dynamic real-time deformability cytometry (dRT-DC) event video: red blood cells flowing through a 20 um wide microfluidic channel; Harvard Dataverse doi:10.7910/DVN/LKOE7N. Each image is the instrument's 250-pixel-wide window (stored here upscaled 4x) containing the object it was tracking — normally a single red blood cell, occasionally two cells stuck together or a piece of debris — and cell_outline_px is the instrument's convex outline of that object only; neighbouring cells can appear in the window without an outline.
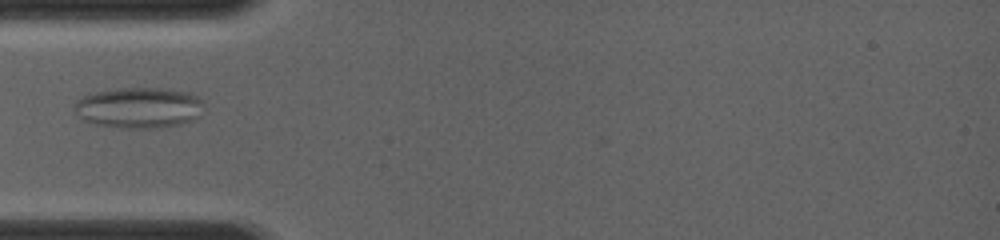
{"species": "common noctule bat (a hibernating species)", "species_latin": "Nyctalus noctula", "temperature_condition": "room temperature", "stored_images_in_passage": 9, "camera_frame_rate_fps": 4000, "um_per_image_px": 0.085, "animal": {"sex": "female", "body_mass_g": 19.0, "forearm_length_mm": 56.7}, "frame": {"image": 1, "passage_image": 7, "time_ms": 4.25, "image_size_px": [1000, 240], "cell_outline_px": [[204, 104], [200, 116], [192, 120], [180, 124], [156, 128], [120, 128], [96, 124], [84, 120], [72, 108], [76, 100], [84, 96], [96, 92], [116, 88], [160, 88], [188, 92], [196, 96]], "centroid_in_image_um": [11.8, 9.16], "position_along_channel_um": 73.2, "area_um2": 30.81}}
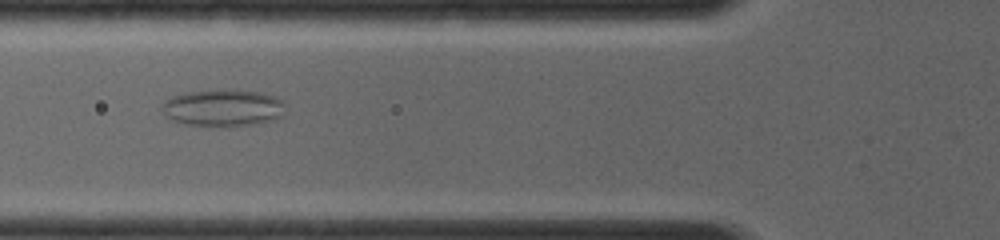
{"frame": {"image": 2, "passage_image": 8, "time_ms": 5.0, "image_size_px": [1000, 240], "cell_outline_px": [[284, 116], [276, 120], [252, 124], [220, 128], [212, 128], [184, 124], [172, 120], [164, 116], [160, 108], [160, 104], [164, 100], [172, 96], [184, 92], [216, 88], [260, 92], [284, 100]], "centroid_in_image_um": [18.9, 9.18], "position_along_channel_um": 106.9, "area_um2": 27.8}}
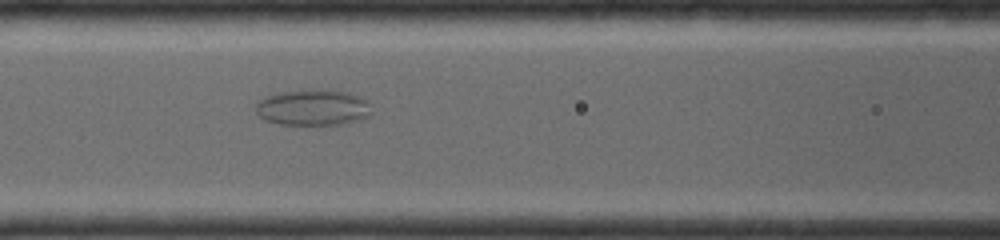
{"frame": {"image": 3, "passage_image": 9, "time_ms": 5.75, "image_size_px": [1000, 240], "cell_outline_px": [[368, 116], [360, 120], [344, 124], [312, 128], [280, 124], [264, 120], [256, 112], [256, 104], [260, 100], [268, 96], [280, 92], [320, 88], [348, 92], [360, 96], [368, 100]], "centroid_in_image_um": [26.6, 9.18], "position_along_channel_um": 140.0, "area_um2": 25.2}}